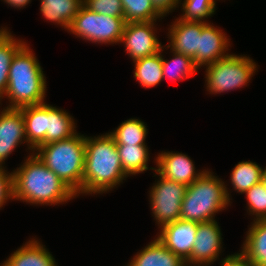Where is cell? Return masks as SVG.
<instances>
[{"mask_svg":"<svg viewBox=\"0 0 266 266\" xmlns=\"http://www.w3.org/2000/svg\"><path fill=\"white\" fill-rule=\"evenodd\" d=\"M13 170L14 200L34 205L64 204L77 195L32 152Z\"/></svg>","mask_w":266,"mask_h":266,"instance_id":"cell-1","label":"cell"},{"mask_svg":"<svg viewBox=\"0 0 266 266\" xmlns=\"http://www.w3.org/2000/svg\"><path fill=\"white\" fill-rule=\"evenodd\" d=\"M127 177L113 137L109 133L86 136L83 194L106 193Z\"/></svg>","mask_w":266,"mask_h":266,"instance_id":"cell-2","label":"cell"},{"mask_svg":"<svg viewBox=\"0 0 266 266\" xmlns=\"http://www.w3.org/2000/svg\"><path fill=\"white\" fill-rule=\"evenodd\" d=\"M28 44L14 55L8 74V87L4 96L9 100L6 108L20 109L45 103L46 77Z\"/></svg>","mask_w":266,"mask_h":266,"instance_id":"cell-3","label":"cell"},{"mask_svg":"<svg viewBox=\"0 0 266 266\" xmlns=\"http://www.w3.org/2000/svg\"><path fill=\"white\" fill-rule=\"evenodd\" d=\"M86 136L76 133L60 141L39 145L34 154L76 195L83 194Z\"/></svg>","mask_w":266,"mask_h":266,"instance_id":"cell-4","label":"cell"},{"mask_svg":"<svg viewBox=\"0 0 266 266\" xmlns=\"http://www.w3.org/2000/svg\"><path fill=\"white\" fill-rule=\"evenodd\" d=\"M224 183L213 175V172L206 170L187 186L182 200L180 219L197 223L215 220L216 213L231 203V194Z\"/></svg>","mask_w":266,"mask_h":266,"instance_id":"cell-5","label":"cell"},{"mask_svg":"<svg viewBox=\"0 0 266 266\" xmlns=\"http://www.w3.org/2000/svg\"><path fill=\"white\" fill-rule=\"evenodd\" d=\"M256 63L247 56L229 54L217 62L206 65V89L219 94L242 88L256 72Z\"/></svg>","mask_w":266,"mask_h":266,"instance_id":"cell-6","label":"cell"},{"mask_svg":"<svg viewBox=\"0 0 266 266\" xmlns=\"http://www.w3.org/2000/svg\"><path fill=\"white\" fill-rule=\"evenodd\" d=\"M125 23L124 17L98 14L83 4L68 32L95 44H117L121 41Z\"/></svg>","mask_w":266,"mask_h":266,"instance_id":"cell-7","label":"cell"},{"mask_svg":"<svg viewBox=\"0 0 266 266\" xmlns=\"http://www.w3.org/2000/svg\"><path fill=\"white\" fill-rule=\"evenodd\" d=\"M159 180L152 186L150 204L154 219L159 228L180 219L182 200L187 186L161 176L156 168L150 167Z\"/></svg>","mask_w":266,"mask_h":266,"instance_id":"cell-8","label":"cell"},{"mask_svg":"<svg viewBox=\"0 0 266 266\" xmlns=\"http://www.w3.org/2000/svg\"><path fill=\"white\" fill-rule=\"evenodd\" d=\"M155 22L125 23L120 43L133 61L159 53L162 45L155 35Z\"/></svg>","mask_w":266,"mask_h":266,"instance_id":"cell-9","label":"cell"},{"mask_svg":"<svg viewBox=\"0 0 266 266\" xmlns=\"http://www.w3.org/2000/svg\"><path fill=\"white\" fill-rule=\"evenodd\" d=\"M222 233L216 220L198 223L196 239L186 266H210L222 251Z\"/></svg>","mask_w":266,"mask_h":266,"instance_id":"cell-10","label":"cell"},{"mask_svg":"<svg viewBox=\"0 0 266 266\" xmlns=\"http://www.w3.org/2000/svg\"><path fill=\"white\" fill-rule=\"evenodd\" d=\"M197 229V222L179 219L162 226L157 239L167 249L186 261L191 255Z\"/></svg>","mask_w":266,"mask_h":266,"instance_id":"cell-11","label":"cell"},{"mask_svg":"<svg viewBox=\"0 0 266 266\" xmlns=\"http://www.w3.org/2000/svg\"><path fill=\"white\" fill-rule=\"evenodd\" d=\"M155 162L156 171L161 176L185 186L192 184L206 171L197 172L190 157L179 152H161L156 157Z\"/></svg>","mask_w":266,"mask_h":266,"instance_id":"cell-12","label":"cell"},{"mask_svg":"<svg viewBox=\"0 0 266 266\" xmlns=\"http://www.w3.org/2000/svg\"><path fill=\"white\" fill-rule=\"evenodd\" d=\"M27 143L25 121L19 109L0 110V167L19 144Z\"/></svg>","mask_w":266,"mask_h":266,"instance_id":"cell-13","label":"cell"},{"mask_svg":"<svg viewBox=\"0 0 266 266\" xmlns=\"http://www.w3.org/2000/svg\"><path fill=\"white\" fill-rule=\"evenodd\" d=\"M230 41L222 30L207 23L199 35V48L197 54L192 58L194 64L200 69L201 66L217 62L219 59L229 55Z\"/></svg>","mask_w":266,"mask_h":266,"instance_id":"cell-14","label":"cell"},{"mask_svg":"<svg viewBox=\"0 0 266 266\" xmlns=\"http://www.w3.org/2000/svg\"><path fill=\"white\" fill-rule=\"evenodd\" d=\"M173 22L168 28L171 42L169 41L170 44L165 49L170 47L174 52L193 58L199 48V35L208 22L184 21L178 18Z\"/></svg>","mask_w":266,"mask_h":266,"instance_id":"cell-15","label":"cell"},{"mask_svg":"<svg viewBox=\"0 0 266 266\" xmlns=\"http://www.w3.org/2000/svg\"><path fill=\"white\" fill-rule=\"evenodd\" d=\"M25 121L28 149L34 150L45 140L47 133L48 104L26 106L19 109Z\"/></svg>","mask_w":266,"mask_h":266,"instance_id":"cell-16","label":"cell"},{"mask_svg":"<svg viewBox=\"0 0 266 266\" xmlns=\"http://www.w3.org/2000/svg\"><path fill=\"white\" fill-rule=\"evenodd\" d=\"M1 264L3 266H57L52 254L34 238L18 248Z\"/></svg>","mask_w":266,"mask_h":266,"instance_id":"cell-17","label":"cell"},{"mask_svg":"<svg viewBox=\"0 0 266 266\" xmlns=\"http://www.w3.org/2000/svg\"><path fill=\"white\" fill-rule=\"evenodd\" d=\"M140 250L127 266H186V262L167 249L157 238Z\"/></svg>","mask_w":266,"mask_h":266,"instance_id":"cell-18","label":"cell"},{"mask_svg":"<svg viewBox=\"0 0 266 266\" xmlns=\"http://www.w3.org/2000/svg\"><path fill=\"white\" fill-rule=\"evenodd\" d=\"M241 253L254 266H266V220H256L251 223Z\"/></svg>","mask_w":266,"mask_h":266,"instance_id":"cell-19","label":"cell"},{"mask_svg":"<svg viewBox=\"0 0 266 266\" xmlns=\"http://www.w3.org/2000/svg\"><path fill=\"white\" fill-rule=\"evenodd\" d=\"M83 5V0H41L40 11L46 20L68 28Z\"/></svg>","mask_w":266,"mask_h":266,"instance_id":"cell-20","label":"cell"},{"mask_svg":"<svg viewBox=\"0 0 266 266\" xmlns=\"http://www.w3.org/2000/svg\"><path fill=\"white\" fill-rule=\"evenodd\" d=\"M76 133L74 118L65 110L48 105L47 133L40 145L68 139Z\"/></svg>","mask_w":266,"mask_h":266,"instance_id":"cell-21","label":"cell"},{"mask_svg":"<svg viewBox=\"0 0 266 266\" xmlns=\"http://www.w3.org/2000/svg\"><path fill=\"white\" fill-rule=\"evenodd\" d=\"M26 42L16 39L6 27L0 28V103L8 87V74L16 52Z\"/></svg>","mask_w":266,"mask_h":266,"instance_id":"cell-22","label":"cell"},{"mask_svg":"<svg viewBox=\"0 0 266 266\" xmlns=\"http://www.w3.org/2000/svg\"><path fill=\"white\" fill-rule=\"evenodd\" d=\"M133 61L135 65L134 77L144 87L151 88L157 86L163 78L162 52Z\"/></svg>","mask_w":266,"mask_h":266,"instance_id":"cell-23","label":"cell"},{"mask_svg":"<svg viewBox=\"0 0 266 266\" xmlns=\"http://www.w3.org/2000/svg\"><path fill=\"white\" fill-rule=\"evenodd\" d=\"M123 170L127 176L148 170L149 150L147 145H116Z\"/></svg>","mask_w":266,"mask_h":266,"instance_id":"cell-24","label":"cell"},{"mask_svg":"<svg viewBox=\"0 0 266 266\" xmlns=\"http://www.w3.org/2000/svg\"><path fill=\"white\" fill-rule=\"evenodd\" d=\"M147 126L140 119L130 118L122 122L116 130L109 132L116 145H146Z\"/></svg>","mask_w":266,"mask_h":266,"instance_id":"cell-25","label":"cell"},{"mask_svg":"<svg viewBox=\"0 0 266 266\" xmlns=\"http://www.w3.org/2000/svg\"><path fill=\"white\" fill-rule=\"evenodd\" d=\"M263 169L252 161H241L232 170L231 184L235 191L245 193L262 180Z\"/></svg>","mask_w":266,"mask_h":266,"instance_id":"cell-26","label":"cell"},{"mask_svg":"<svg viewBox=\"0 0 266 266\" xmlns=\"http://www.w3.org/2000/svg\"><path fill=\"white\" fill-rule=\"evenodd\" d=\"M173 53V58L165 60L162 55V70L163 78H170V80H184L193 76L198 72V67L194 64L193 59L178 52Z\"/></svg>","mask_w":266,"mask_h":266,"instance_id":"cell-27","label":"cell"},{"mask_svg":"<svg viewBox=\"0 0 266 266\" xmlns=\"http://www.w3.org/2000/svg\"><path fill=\"white\" fill-rule=\"evenodd\" d=\"M124 10V21L149 22L156 21L162 16L155 10L151 0H121Z\"/></svg>","mask_w":266,"mask_h":266,"instance_id":"cell-28","label":"cell"},{"mask_svg":"<svg viewBox=\"0 0 266 266\" xmlns=\"http://www.w3.org/2000/svg\"><path fill=\"white\" fill-rule=\"evenodd\" d=\"M181 10L184 12L178 19L184 21L207 22L206 18L215 13V0H183Z\"/></svg>","mask_w":266,"mask_h":266,"instance_id":"cell-29","label":"cell"},{"mask_svg":"<svg viewBox=\"0 0 266 266\" xmlns=\"http://www.w3.org/2000/svg\"><path fill=\"white\" fill-rule=\"evenodd\" d=\"M249 215H254V221L266 220V187L262 182L253 185L245 192Z\"/></svg>","mask_w":266,"mask_h":266,"instance_id":"cell-30","label":"cell"},{"mask_svg":"<svg viewBox=\"0 0 266 266\" xmlns=\"http://www.w3.org/2000/svg\"><path fill=\"white\" fill-rule=\"evenodd\" d=\"M83 4L98 14L124 17L121 0H83Z\"/></svg>","mask_w":266,"mask_h":266,"instance_id":"cell-31","label":"cell"},{"mask_svg":"<svg viewBox=\"0 0 266 266\" xmlns=\"http://www.w3.org/2000/svg\"><path fill=\"white\" fill-rule=\"evenodd\" d=\"M9 199H14L13 172L0 167V209Z\"/></svg>","mask_w":266,"mask_h":266,"instance_id":"cell-32","label":"cell"},{"mask_svg":"<svg viewBox=\"0 0 266 266\" xmlns=\"http://www.w3.org/2000/svg\"><path fill=\"white\" fill-rule=\"evenodd\" d=\"M182 0H151L155 10L162 16H166L169 12H173Z\"/></svg>","mask_w":266,"mask_h":266,"instance_id":"cell-33","label":"cell"},{"mask_svg":"<svg viewBox=\"0 0 266 266\" xmlns=\"http://www.w3.org/2000/svg\"><path fill=\"white\" fill-rule=\"evenodd\" d=\"M221 266H254L241 252L227 255L220 261Z\"/></svg>","mask_w":266,"mask_h":266,"instance_id":"cell-34","label":"cell"},{"mask_svg":"<svg viewBox=\"0 0 266 266\" xmlns=\"http://www.w3.org/2000/svg\"><path fill=\"white\" fill-rule=\"evenodd\" d=\"M4 2H6L8 5H10L11 7H15V8H23L25 7L28 3L31 2V0H3Z\"/></svg>","mask_w":266,"mask_h":266,"instance_id":"cell-35","label":"cell"},{"mask_svg":"<svg viewBox=\"0 0 266 266\" xmlns=\"http://www.w3.org/2000/svg\"><path fill=\"white\" fill-rule=\"evenodd\" d=\"M261 182L264 184V186L266 187V168L263 169L262 172V180Z\"/></svg>","mask_w":266,"mask_h":266,"instance_id":"cell-36","label":"cell"}]
</instances>
